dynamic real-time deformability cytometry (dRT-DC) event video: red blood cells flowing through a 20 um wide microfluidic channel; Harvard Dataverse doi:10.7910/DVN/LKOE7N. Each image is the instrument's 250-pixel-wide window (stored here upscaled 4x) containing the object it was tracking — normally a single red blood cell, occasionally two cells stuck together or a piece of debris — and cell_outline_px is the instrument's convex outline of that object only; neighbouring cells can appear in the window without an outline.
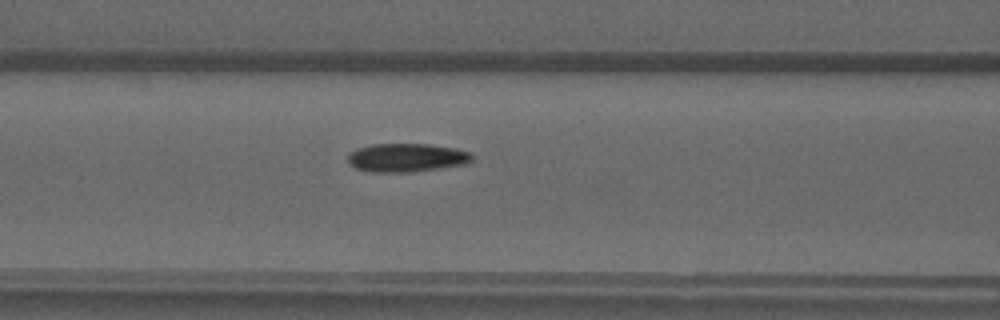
{"species": "common noctule bat (a hibernating species)", "species_latin": "Nyctalus noctula", "temperature_condition": "warm", "stored_images_in_passage": 50, "camera_frame_rate_fps": 3000, "um_per_image_px": 0.085, "animal": {"sex": "male", "forearm_length_mm": 52.5}, "frame": {"image": 1, "passage_image": 21, "time_ms": 6.667, "image_size_px": [1000, 320], "cell_outline_px": [[472, 160], [464, 164], [440, 168], [408, 172], [372, 172], [356, 168], [348, 160], [348, 156], [356, 148], [372, 144], [428, 144], [456, 148], [472, 152]], "centroid_in_image_um": [34.59, 13.39], "position_along_channel_um": 132.0, "area_um2": 20.52}}
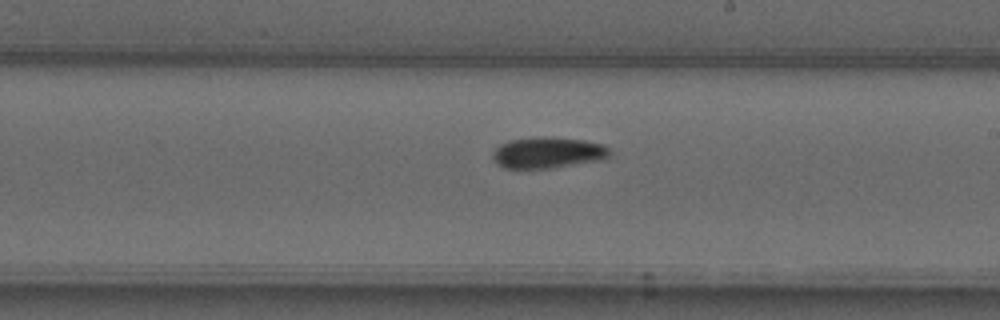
{"frame": {"image": 2, "passage_image": 29, "time_ms": 9.333, "image_size_px": [1000, 320], "cell_outline_px": [[612, 152], [608, 156], [600, 160], [552, 168], [504, 168], [496, 164], [492, 156], [492, 152], [500, 144], [512, 140], [544, 136], [584, 140], [604, 144]], "centroid_in_image_um": [46.56, 12.98], "position_along_channel_um": 242.4, "area_um2": 21.21}}
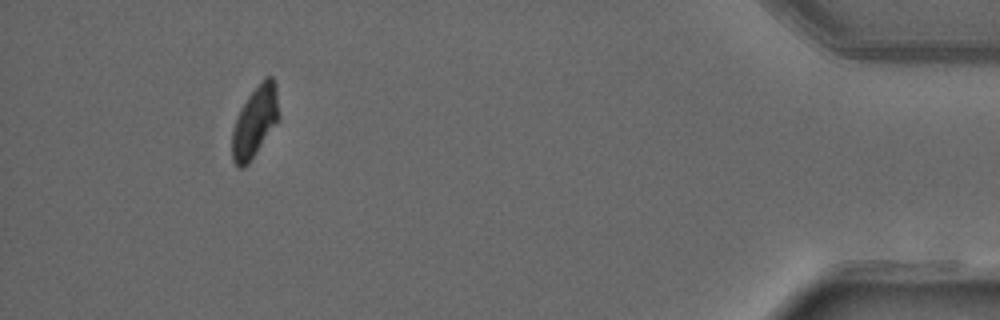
{"frame": {"image": 3, "passage_image": 46, "time_ms": 15.0, "image_size_px": [1000, 320], "cell_outline_px": [[280, 116], [248, 164], [244, 168], [240, 168], [232, 160], [232, 132], [240, 108], [248, 96], [264, 76], [272, 76], [276, 84]], "centroid_in_image_um": [21.67, 10.3], "position_along_channel_um": 413.5, "area_um2": 19.13}}